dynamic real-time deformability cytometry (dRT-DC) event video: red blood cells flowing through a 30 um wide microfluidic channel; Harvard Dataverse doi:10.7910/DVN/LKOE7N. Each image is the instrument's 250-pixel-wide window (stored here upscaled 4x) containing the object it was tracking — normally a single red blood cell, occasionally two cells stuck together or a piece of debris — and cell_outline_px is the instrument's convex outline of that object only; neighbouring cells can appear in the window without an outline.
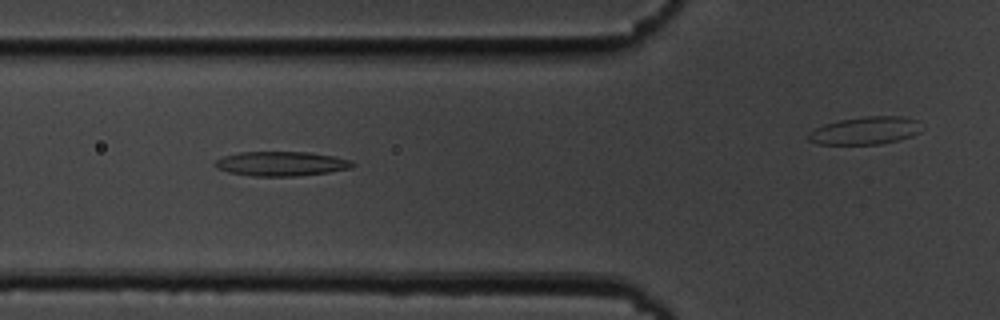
{"species": "common noctule bat (a hibernating species)", "species_latin": "Nyctalus noctula", "temperature_condition": "cold", "stored_images_in_passage": 45, "segment_of_instrument_passage": [1, 2], "camera_frame_rate_fps": 3000, "um_per_image_px": 0.085, "animal": {"sex": "male", "body_mass_g": 19.5, "forearm_length_mm": 54.6}, "frame": {"image": 1, "passage_image": 21, "time_ms": 6.667, "image_size_px": [1000, 320], "cell_outline_px": [[356, 164], [352, 168], [328, 172], [296, 176], [252, 176], [228, 172], [216, 168], [212, 164], [216, 160], [224, 156], [240, 152], [312, 152], [352, 160]], "centroid_in_image_um": [23.91, 13.91], "position_along_channel_um": 101.9, "area_um2": 19.71}}
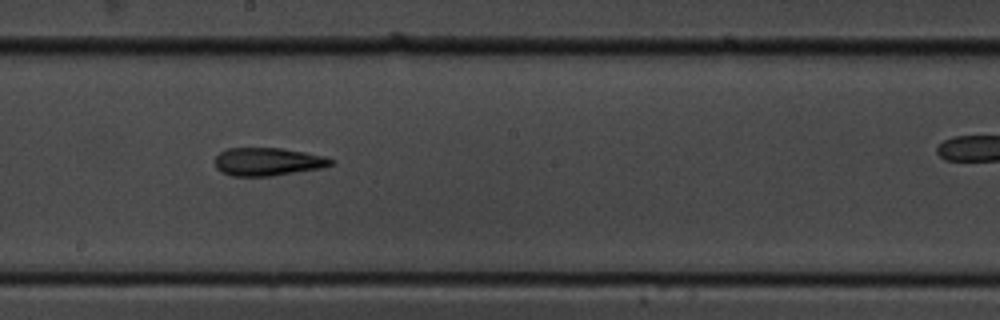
{"frame": {"image": 2, "passage_image": 31, "time_ms": 10.0, "image_size_px": [1000, 320], "cell_outline_px": [[336, 160], [332, 164], [320, 168], [272, 176], [232, 176], [220, 172], [216, 168], [216, 156], [220, 152], [228, 148], [280, 148], [304, 152], [324, 156]], "centroid_in_image_um": [22.75, 13.75], "position_along_channel_um": 225.5, "area_um2": 18.9}}
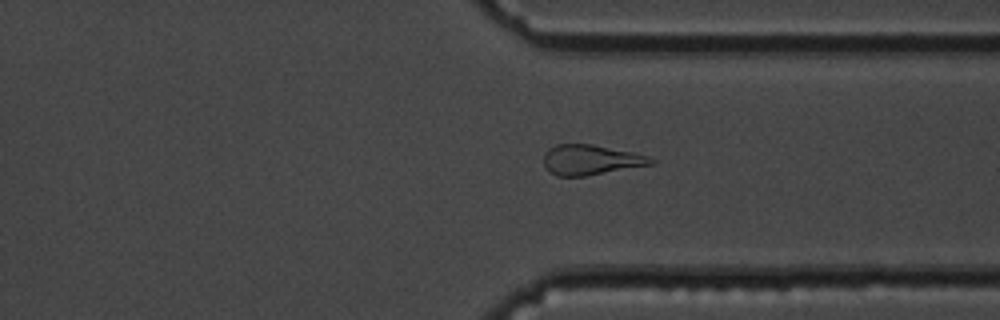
{"frame": {"image": 3, "passage_image": 42, "time_ms": 13.667, "image_size_px": [1000, 320], "cell_outline_px": [[656, 164], [584, 176], [556, 176], [548, 172], [544, 164], [544, 152], [548, 148], [556, 144], [592, 144], [632, 152], [648, 156], [656, 160]], "centroid_in_image_um": [50.21, 13.59], "position_along_channel_um": 361.2, "area_um2": 19.02}}